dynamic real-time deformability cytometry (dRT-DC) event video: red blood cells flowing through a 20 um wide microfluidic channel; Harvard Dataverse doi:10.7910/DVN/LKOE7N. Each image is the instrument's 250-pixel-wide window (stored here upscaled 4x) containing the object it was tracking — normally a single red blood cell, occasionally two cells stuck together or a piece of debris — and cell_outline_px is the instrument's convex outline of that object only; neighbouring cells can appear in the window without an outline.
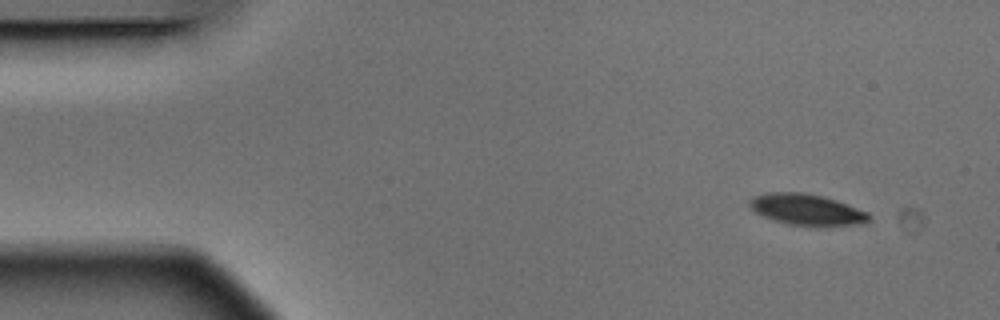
{"species": "Egyptian fruit bat (a non-hibernating species)", "species_latin": "Rousettus aegyptiacus", "temperature_condition": "warm", "stored_images_in_passage": 4, "camera_frame_rate_fps": 3000, "um_per_image_px": 0.085, "animal": {"sex": "male"}, "frame": {"image": 1, "passage_image": 1, "time_ms": 0.0, "image_size_px": [1000, 320], "cell_outline_px": [[872, 216], [868, 224], [824, 228], [812, 228], [788, 224], [772, 220], [756, 212], [748, 204], [748, 200], [752, 196], [768, 192], [804, 192], [824, 196], [848, 204], [868, 212]], "centroid_in_image_um": [68.65, 17.86], "position_along_channel_um": 16.3, "area_um2": 22.77}}
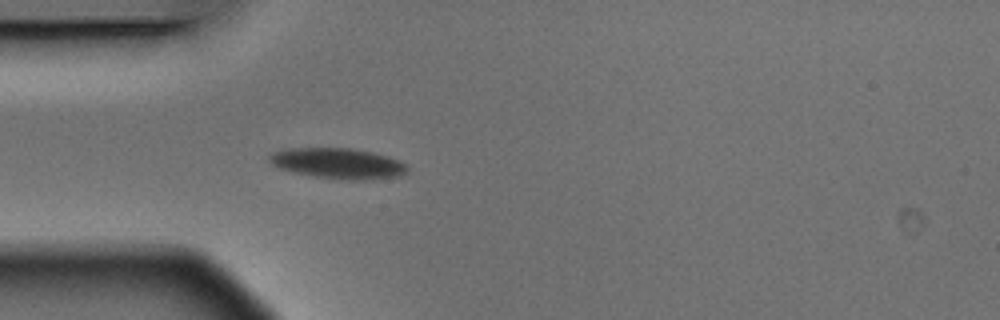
{"frame": {"image": 2, "passage_image": 4, "time_ms": 1.0, "image_size_px": [1000, 320], "cell_outline_px": [[408, 168], [400, 176], [364, 180], [348, 180], [312, 176], [292, 172], [280, 168], [272, 164], [268, 160], [268, 156], [272, 152], [288, 148], [348, 148], [372, 152], [388, 156], [404, 164]], "centroid_in_image_um": [28.67, 13.89], "position_along_channel_um": 56.3, "area_um2": 24.45}}